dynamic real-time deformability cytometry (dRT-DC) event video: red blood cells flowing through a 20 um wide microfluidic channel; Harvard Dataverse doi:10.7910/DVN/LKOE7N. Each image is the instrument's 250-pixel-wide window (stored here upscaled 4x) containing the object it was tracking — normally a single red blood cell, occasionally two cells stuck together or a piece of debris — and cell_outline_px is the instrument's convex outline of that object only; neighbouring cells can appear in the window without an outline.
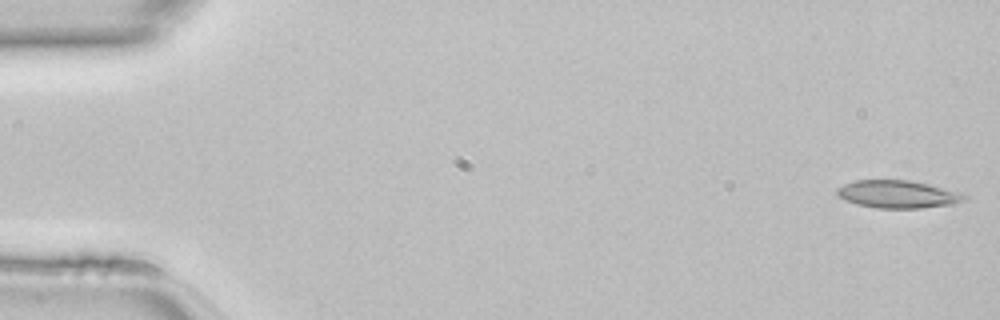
{"species": "common noctule bat (a hibernating species)", "species_latin": "Nyctalus noctula", "temperature_condition": "room temperature", "stored_images_in_passage": 47, "camera_frame_rate_fps": 3000, "um_per_image_px": 0.085, "animal": {"sex": "female", "body_mass_g": 22.7, "forearm_length_mm": 54.2}, "frame": {"image": 1, "passage_image": 1, "time_ms": 0.0, "image_size_px": [1000, 320], "cell_outline_px": [[968, 200], [952, 204], [920, 208], [876, 208], [856, 204], [844, 200], [836, 192], [836, 188], [844, 184], [856, 180], [912, 180], [964, 192], [968, 196]], "centroid_in_image_um": [76.37, 16.5], "position_along_channel_um": 8.6, "area_um2": 20.87}}
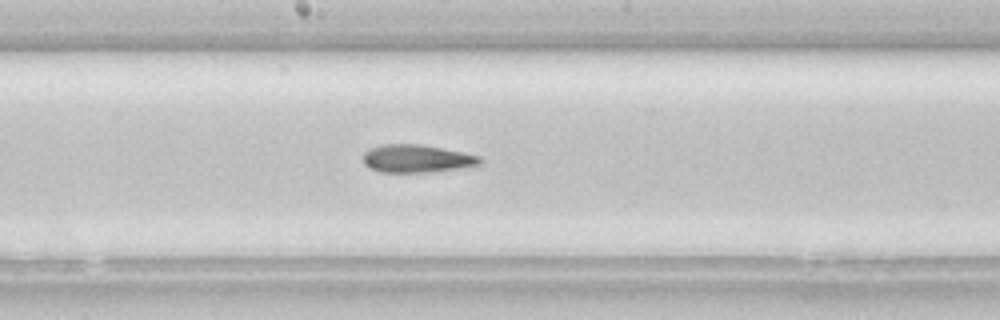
{"frame": {"image": 2, "passage_image": 25, "time_ms": 8.0, "image_size_px": [1000, 320], "cell_outline_px": [[484, 160], [480, 164], [456, 168], [424, 172], [380, 172], [368, 168], [364, 164], [364, 152], [380, 144], [420, 144], [480, 156]], "centroid_in_image_um": [35.37, 13.48], "position_along_channel_um": 212.8, "area_um2": 18.67}}
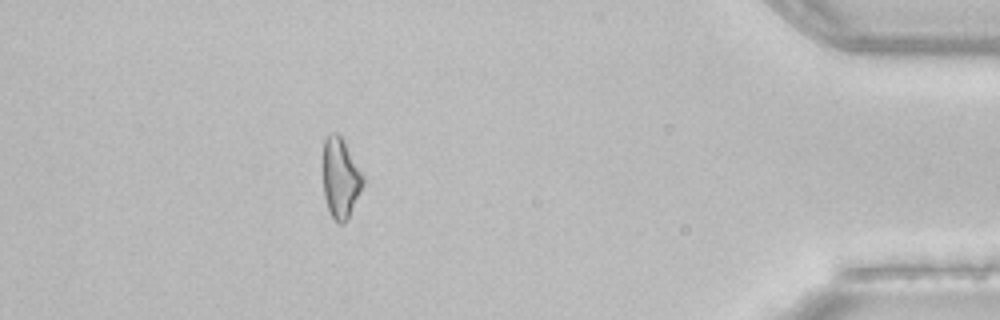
{"frame": {"image": 3, "passage_image": 42, "time_ms": 13.667, "image_size_px": [1000, 320], "cell_outline_px": [[364, 184], [344, 224], [336, 224], [328, 208], [324, 196], [324, 140], [332, 132], [336, 132], [340, 136], [364, 176]], "centroid_in_image_um": [28.94, 15.16], "position_along_channel_um": 406.3, "area_um2": 18.15}}